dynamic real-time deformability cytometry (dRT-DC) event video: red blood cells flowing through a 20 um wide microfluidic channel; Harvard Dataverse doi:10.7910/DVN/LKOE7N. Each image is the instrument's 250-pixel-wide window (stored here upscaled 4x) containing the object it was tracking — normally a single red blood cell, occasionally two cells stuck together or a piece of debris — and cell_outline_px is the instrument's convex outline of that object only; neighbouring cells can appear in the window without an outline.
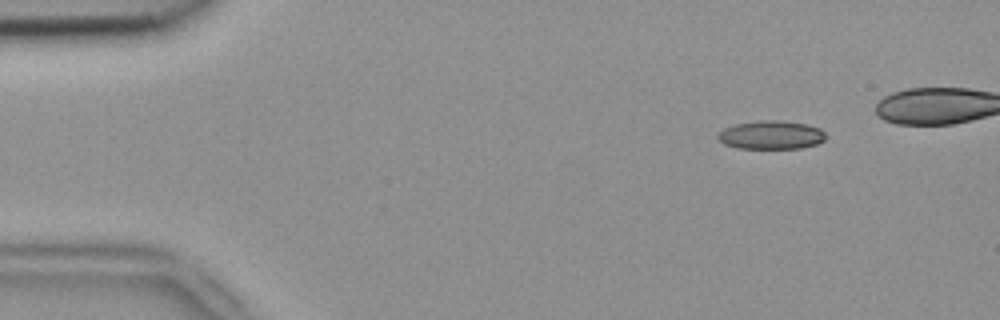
{"species": "common noctule bat (a hibernating species)", "species_latin": "Nyctalus noctula", "temperature_condition": "room temperature", "stored_images_in_passage": 7, "camera_frame_rate_fps": 3000, "um_per_image_px": 0.085, "animal": {"sex": "female", "body_mass_g": 18.4}, "frame": {"image": 1, "passage_image": 1, "time_ms": 0.0, "image_size_px": [1000, 320], "cell_outline_px": [[824, 140], [816, 144], [800, 148], [736, 148], [724, 144], [716, 136], [724, 128], [736, 124], [756, 120], [780, 120], [808, 124], [820, 128], [824, 132]], "centroid_in_image_um": [65.54, 11.46], "position_along_channel_um": 19.5, "area_um2": 17.92}}
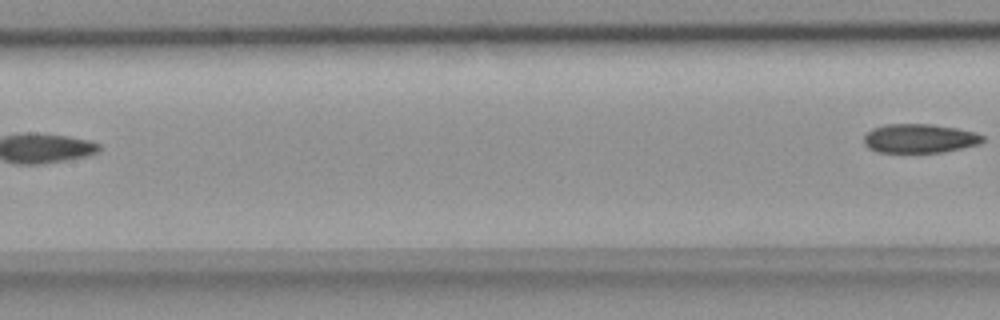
{"frame": {"image": 2, "passage_image": 7, "time_ms": 2.0, "image_size_px": [1000, 320], "cell_outline_px": [[984, 140], [980, 144], [944, 152], [876, 152], [868, 148], [864, 144], [864, 136], [872, 128], [884, 124], [932, 124], [956, 128], [976, 132], [984, 136]], "centroid_in_image_um": [78.16, 11.76], "position_along_channel_um": 129.2, "area_um2": 20.23}}